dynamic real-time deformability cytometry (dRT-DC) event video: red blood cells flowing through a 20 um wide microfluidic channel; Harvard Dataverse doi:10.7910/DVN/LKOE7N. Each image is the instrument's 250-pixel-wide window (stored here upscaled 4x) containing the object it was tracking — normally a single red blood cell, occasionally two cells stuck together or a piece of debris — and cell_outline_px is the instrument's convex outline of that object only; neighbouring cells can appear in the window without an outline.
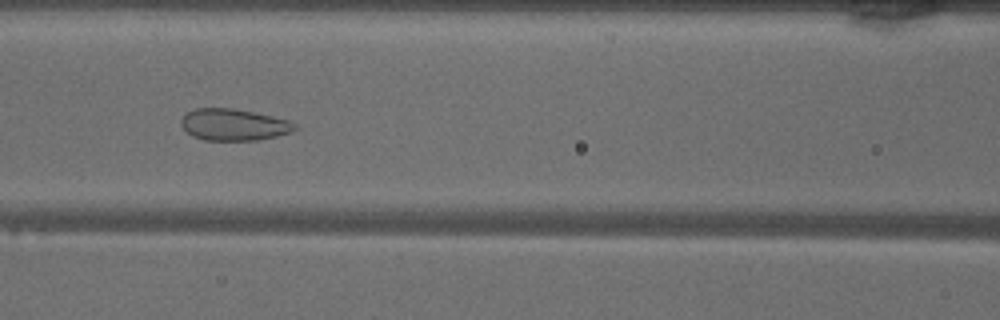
{"species": "common noctule bat (a hibernating species)", "species_latin": "Nyctalus noctula", "temperature_condition": "warm", "stored_images_in_passage": 48, "camera_frame_rate_fps": 3000, "um_per_image_px": 0.085, "animal": {"sex": "male", "body_mass_g": 18.8}, "frame": {"image": 1, "passage_image": 20, "time_ms": 6.333, "image_size_px": [1000, 320], "cell_outline_px": [[296, 128], [292, 132], [260, 140], [204, 140], [192, 136], [180, 124], [180, 120], [188, 112], [196, 108], [232, 108], [252, 112], [288, 120], [296, 124]], "centroid_in_image_um": [19.86, 10.6], "position_along_channel_um": 146.7, "area_um2": 20.81}}
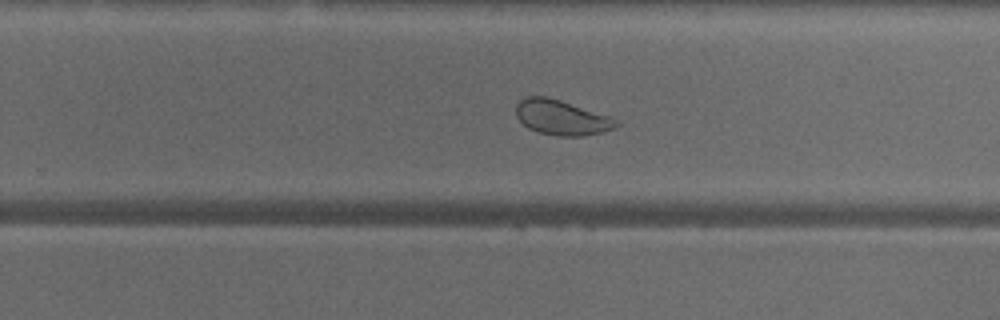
{"frame": {"image": 2, "passage_image": 30, "time_ms": 9.667, "image_size_px": [1000, 320], "cell_outline_px": [[620, 124], [616, 128], [584, 136], [556, 136], [536, 132], [528, 128], [516, 116], [516, 104], [520, 100], [528, 96], [544, 96], [560, 100], [620, 120]], "centroid_in_image_um": [47.73, 10.0], "position_along_channel_um": 282.1, "area_um2": 20.4}}
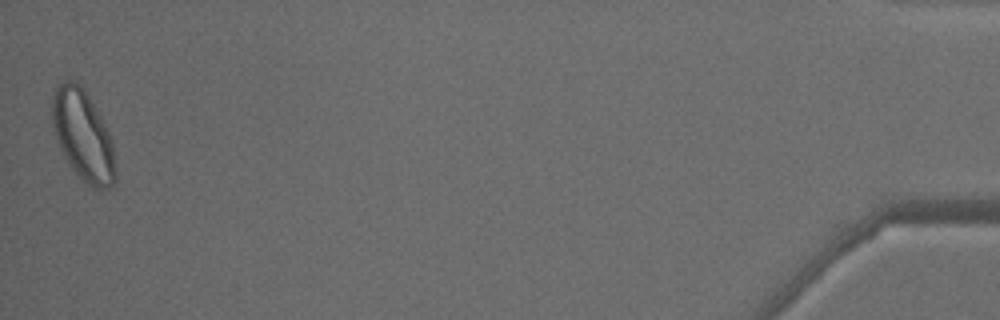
{"frame": {"image": 3, "passage_image": 48, "time_ms": 15.667, "image_size_px": [1000, 320], "cell_outline_px": [[116, 180], [108, 188], [100, 192], [84, 184], [68, 164], [56, 140], [52, 124], [52, 96], [56, 88], [60, 84], [68, 80], [76, 80], [80, 84], [88, 96], [100, 116], [112, 140], [116, 168]], "centroid_in_image_um": [7.06, 11.59], "position_along_channel_um": 428.1, "area_um2": 33.64}, "authors_computed_cell_mechanics": {"area_um2": 26.8192, "velocity_mm_per_s": 4.0702, "shape_relaxation_time_tau1_ms": 7.9506, "shape_relaxation_time_tau2_ms": 1.0732, "deformation_change_tau1": 0.1056, "deformation_change_tau2": 0.0647}}